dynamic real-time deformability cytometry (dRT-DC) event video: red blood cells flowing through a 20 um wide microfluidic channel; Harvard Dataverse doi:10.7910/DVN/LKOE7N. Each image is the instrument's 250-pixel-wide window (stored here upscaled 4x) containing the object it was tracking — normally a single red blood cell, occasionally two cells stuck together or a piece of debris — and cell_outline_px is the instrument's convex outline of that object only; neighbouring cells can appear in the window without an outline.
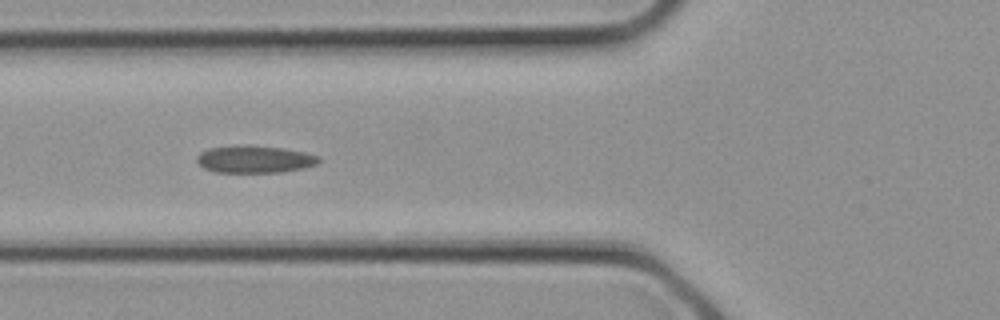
{"species": "common noctule bat (a hibernating species)", "species_latin": "Nyctalus noctula", "temperature_condition": "cold", "stored_images_in_passage": 20, "camera_frame_rate_fps": 3000, "um_per_image_px": 0.085, "animal": {"sex": "female", "body_mass_g": 21.9}, "frame": {"image": 1, "passage_image": 10, "time_ms": 3.0, "image_size_px": [1000, 320], "cell_outline_px": [[320, 160], [316, 164], [304, 168], [284, 172], [216, 172], [204, 168], [196, 160], [196, 156], [200, 152], [208, 148], [236, 144], [248, 144], [284, 148], [304, 152], [320, 156]], "centroid_in_image_um": [21.63, 13.51], "position_along_channel_um": 104.2, "area_um2": 19.77}}
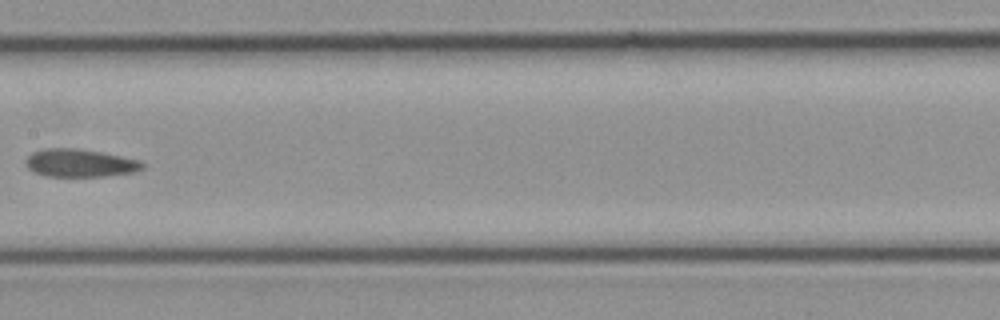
{"frame": {"image": 2, "passage_image": 14, "time_ms": 4.333, "image_size_px": [1000, 320], "cell_outline_px": [[144, 168], [132, 172], [104, 176], [48, 176], [36, 172], [28, 168], [24, 164], [24, 160], [32, 152], [44, 148], [80, 148], [140, 160], [144, 164]], "centroid_in_image_um": [6.76, 13.84], "position_along_channel_um": 200.6, "area_um2": 18.9}}
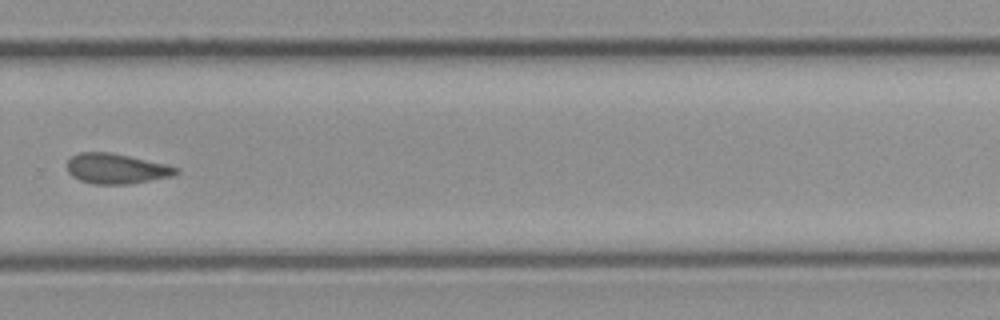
{"frame": {"image": 3, "passage_image": 19, "time_ms": 6.0, "image_size_px": [1000, 320], "cell_outline_px": [[180, 172], [172, 176], [128, 184], [92, 184], [80, 180], [72, 176], [68, 172], [68, 160], [72, 156], [80, 152], [108, 152], [168, 164], [180, 168]], "centroid_in_image_um": [9.91, 14.34], "position_along_channel_um": 319.9, "area_um2": 19.13}}